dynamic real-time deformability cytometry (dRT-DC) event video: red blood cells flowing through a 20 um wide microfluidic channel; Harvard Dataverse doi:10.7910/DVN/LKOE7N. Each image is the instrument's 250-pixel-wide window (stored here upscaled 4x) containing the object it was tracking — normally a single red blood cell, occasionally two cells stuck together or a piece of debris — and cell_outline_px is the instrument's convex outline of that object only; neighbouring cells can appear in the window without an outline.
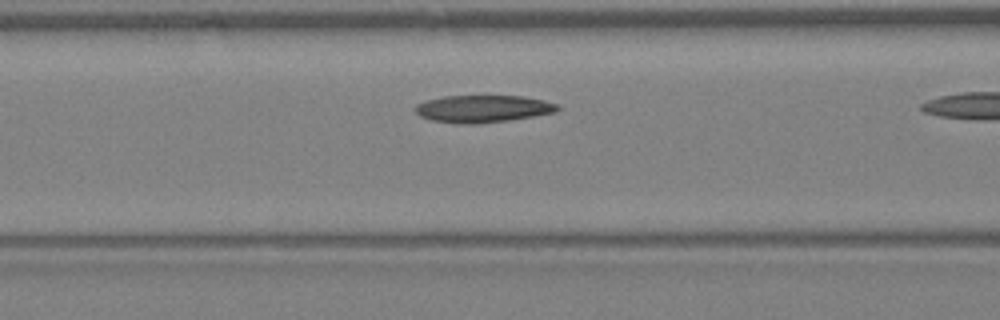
{"species": "Egyptian fruit bat (a non-hibernating species)", "species_latin": "Rousettus aegyptiacus", "temperature_condition": "warm", "stored_images_in_passage": 10, "camera_frame_rate_fps": 3000, "um_per_image_px": 0.085, "animal": {"sex": "female"}, "frame": {"image": 1, "passage_image": 7, "time_ms": 2.0, "image_size_px": [1000, 320], "cell_outline_px": [[560, 108], [556, 112], [508, 120], [472, 124], [460, 124], [432, 120], [420, 116], [416, 112], [416, 104], [428, 100], [444, 96], [524, 96], [544, 100], [556, 104]], "centroid_in_image_um": [41.05, 9.24], "position_along_channel_um": 125.6, "area_um2": 22.37}}
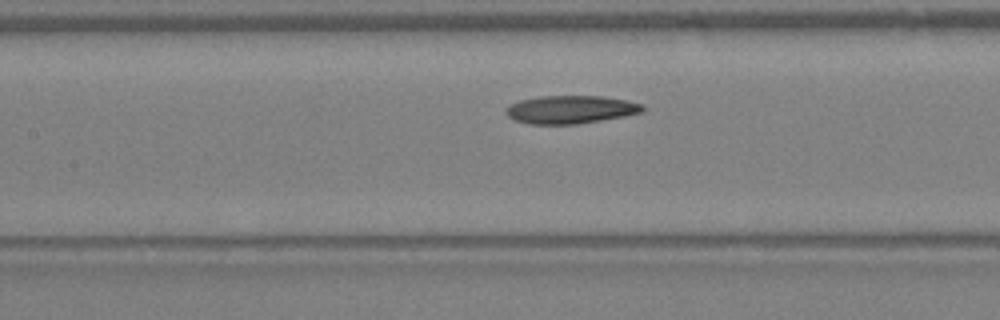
{"frame": {"image": 2, "passage_image": 9, "time_ms": 2.667, "image_size_px": [1000, 320], "cell_outline_px": [[644, 112], [624, 116], [576, 124], [528, 124], [512, 120], [504, 112], [512, 104], [520, 100], [540, 96], [604, 96], [628, 100], [640, 104], [644, 108]], "centroid_in_image_um": [48.49, 9.31], "position_along_channel_um": 158.9, "area_um2": 22.31}}